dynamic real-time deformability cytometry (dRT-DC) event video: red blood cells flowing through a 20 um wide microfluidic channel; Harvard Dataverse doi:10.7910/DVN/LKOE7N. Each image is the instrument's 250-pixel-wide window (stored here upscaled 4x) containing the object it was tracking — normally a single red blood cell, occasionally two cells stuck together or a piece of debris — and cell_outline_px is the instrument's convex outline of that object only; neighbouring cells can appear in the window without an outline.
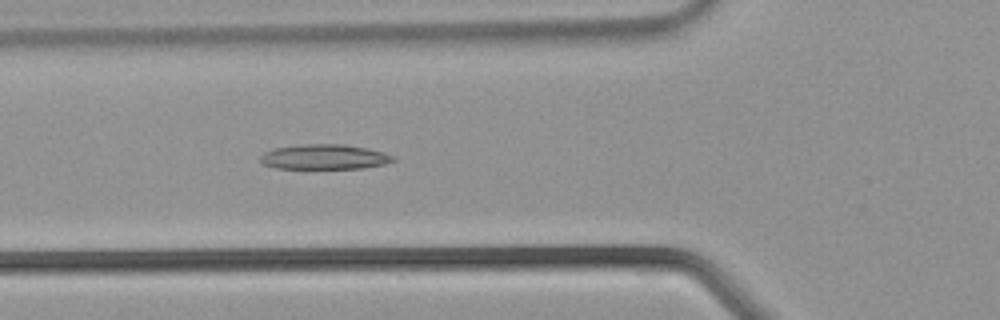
{"species": "common noctule bat (a hibernating species)", "species_latin": "Nyctalus noctula", "temperature_condition": "warm", "stored_images_in_passage": 34, "camera_frame_rate_fps": 3000, "um_per_image_px": 0.085, "animal": {"sex": "male", "body_mass_g": 21.5, "forearm_length_mm": 52.0}, "frame": {"image": 1, "passage_image": 11, "time_ms": 3.333, "image_size_px": [1000, 320], "cell_outline_px": [[396, 160], [384, 164], [364, 168], [276, 168], [260, 164], [260, 156], [264, 152], [276, 148], [296, 144], [344, 144], [368, 148], [384, 152], [396, 156]], "centroid_in_image_um": [27.58, 13.33], "position_along_channel_um": 98.2, "area_um2": 19.54}}
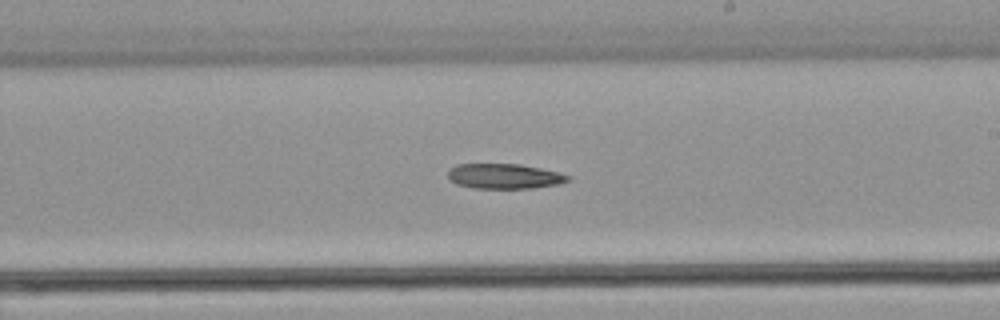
{"frame": {"image": 2, "passage_image": 19, "time_ms": 6.0, "image_size_px": [1000, 320], "cell_outline_px": [[572, 176], [568, 180], [560, 184], [532, 188], [472, 188], [456, 184], [448, 176], [448, 172], [456, 164], [520, 164], [560, 172]], "centroid_in_image_um": [42.9, 14.98], "position_along_channel_um": 246.1, "area_um2": 17.51}}
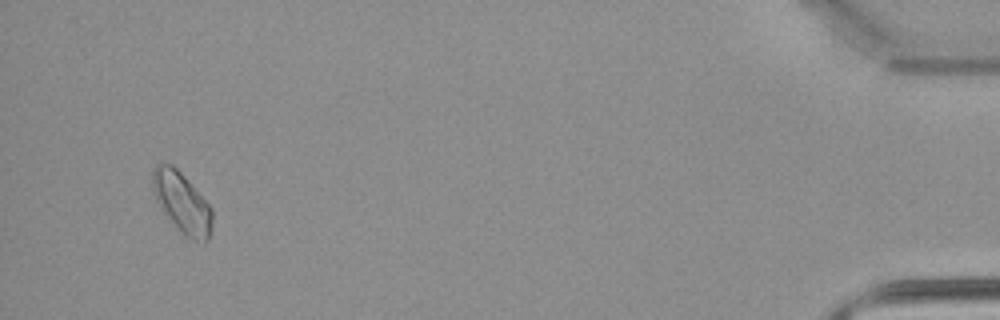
{"frame": {"image": 3, "passage_image": 33, "time_ms": 10.667, "image_size_px": [1000, 320], "cell_outline_px": [[212, 228], [208, 240], [204, 244], [192, 240], [184, 236], [176, 228], [160, 204], [156, 196], [152, 184], [152, 172], [156, 164], [172, 164], [184, 176], [212, 208]], "centroid_in_image_um": [15.51, 17.27], "position_along_channel_um": 419.7, "area_um2": 20.75}}